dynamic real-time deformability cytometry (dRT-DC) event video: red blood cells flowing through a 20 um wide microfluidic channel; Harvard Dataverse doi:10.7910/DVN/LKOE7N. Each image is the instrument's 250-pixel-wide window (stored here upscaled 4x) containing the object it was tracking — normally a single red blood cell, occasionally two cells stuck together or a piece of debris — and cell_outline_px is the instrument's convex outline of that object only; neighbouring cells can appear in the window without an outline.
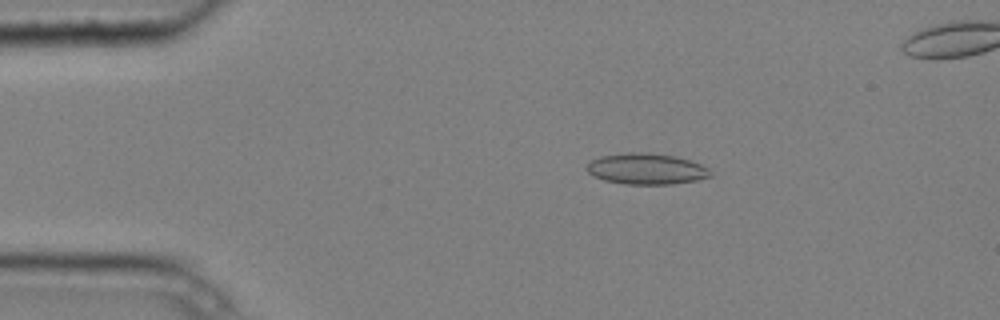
{"species": "common noctule bat (a hibernating species)", "species_latin": "Nyctalus noctula", "temperature_condition": "cold", "stored_images_in_passage": 4, "camera_frame_rate_fps": 3000, "um_per_image_px": 0.085, "animal": {"sex": "male", "body_mass_g": 20.4}, "frame": {"image": 1, "passage_image": 2, "time_ms": 0.333, "image_size_px": [1000, 320], "cell_outline_px": [[712, 176], [696, 180], [672, 184], [624, 184], [604, 180], [592, 176], [584, 168], [592, 160], [600, 156], [628, 152], [648, 152], [676, 156], [700, 164], [708, 168], [712, 172]], "centroid_in_image_um": [54.92, 14.35], "position_along_channel_um": 30.1, "area_um2": 22.48}}